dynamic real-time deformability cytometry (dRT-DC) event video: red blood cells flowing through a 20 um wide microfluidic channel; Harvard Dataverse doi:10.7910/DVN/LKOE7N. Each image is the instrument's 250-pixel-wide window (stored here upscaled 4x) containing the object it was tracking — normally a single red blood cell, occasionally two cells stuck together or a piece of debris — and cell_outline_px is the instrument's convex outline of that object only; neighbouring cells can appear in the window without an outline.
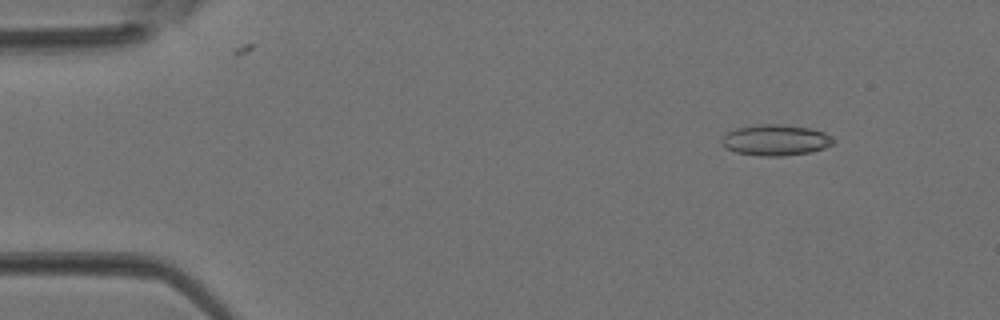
{"species": "Egyptian fruit bat (a non-hibernating species)", "species_latin": "Rousettus aegyptiacus", "temperature_condition": "room temperature", "stored_images_in_passage": 4, "camera_frame_rate_fps": 3000, "um_per_image_px": 0.085, "animal": {"sex": "female"}, "frame": {"image": 1, "passage_image": 2, "time_ms": 0.333, "image_size_px": [1000, 320], "cell_outline_px": [[836, 140], [832, 144], [824, 148], [812, 152], [784, 156], [760, 156], [736, 152], [720, 144], [720, 140], [728, 132], [736, 128], [760, 124], [780, 124], [812, 128], [824, 132], [832, 136]], "centroid_in_image_um": [65.96, 11.91], "position_along_channel_um": 19.0, "area_um2": 20.29}}
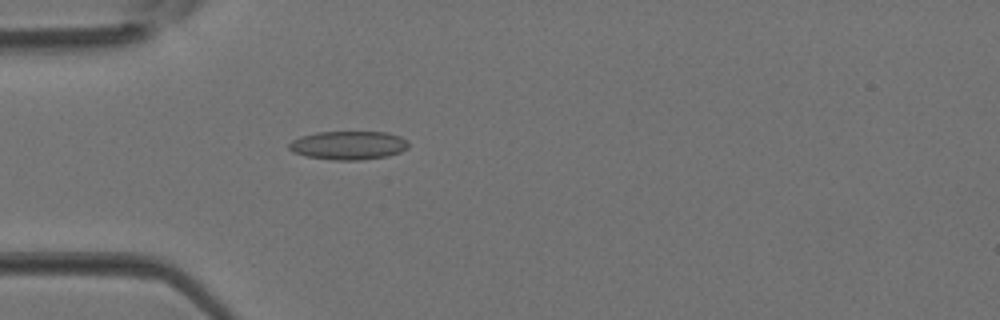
{"frame": {"image": 2, "passage_image": 4, "time_ms": 1.0, "image_size_px": [1000, 320], "cell_outline_px": [[408, 148], [400, 152], [388, 156], [360, 160], [332, 160], [304, 156], [292, 152], [288, 148], [288, 144], [292, 140], [300, 136], [316, 132], [388, 132], [400, 136], [408, 140]], "centroid_in_image_um": [29.6, 12.35], "position_along_channel_um": 55.4, "area_um2": 20.17}}